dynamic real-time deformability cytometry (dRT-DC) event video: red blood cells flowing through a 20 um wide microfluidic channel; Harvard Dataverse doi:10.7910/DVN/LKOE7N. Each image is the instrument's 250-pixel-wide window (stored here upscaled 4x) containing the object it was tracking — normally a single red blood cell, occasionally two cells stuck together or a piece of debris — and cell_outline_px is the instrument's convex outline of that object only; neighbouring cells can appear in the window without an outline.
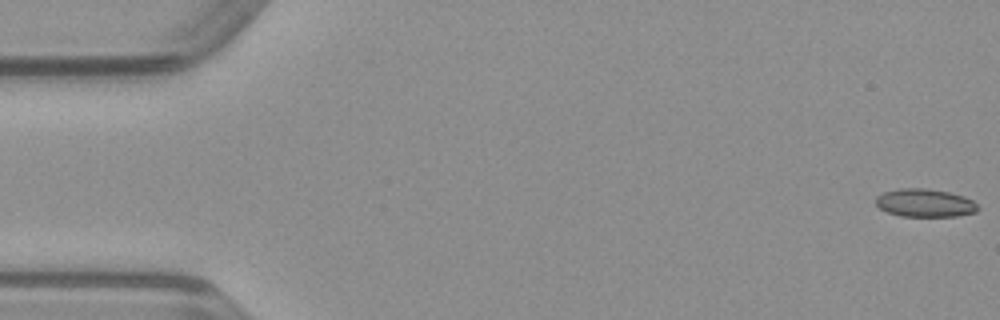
{"species": "common noctule bat (a hibernating species)", "species_latin": "Nyctalus noctula", "temperature_condition": "warm", "stored_images_in_passage": 50, "camera_frame_rate_fps": 3000, "um_per_image_px": 0.085, "animal": {"sex": "male", "body_mass_g": 23.1, "forearm_length_mm": 52.7}, "frame": {"image": 1, "passage_image": 1, "time_ms": 0.0, "image_size_px": [1000, 320], "cell_outline_px": [[980, 208], [976, 212], [956, 216], [900, 216], [888, 212], [880, 208], [876, 204], [876, 196], [884, 192], [900, 188], [924, 188], [948, 192], [964, 196], [972, 200]], "centroid_in_image_um": [78.62, 17.25], "position_along_channel_um": 6.4, "area_um2": 16.65}}
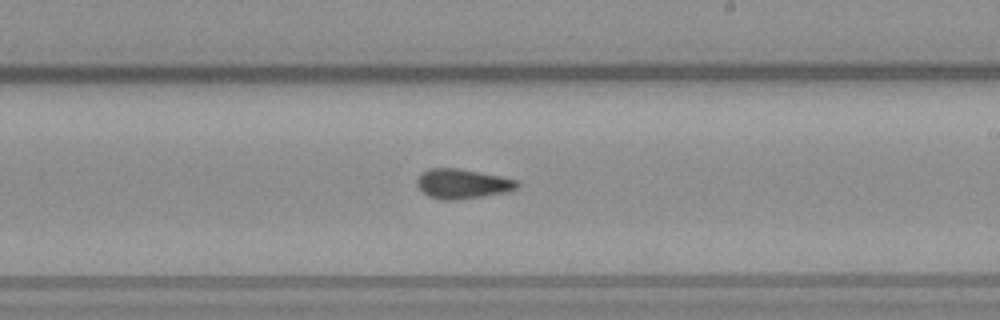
{"frame": {"image": 2, "passage_image": 29, "time_ms": 9.333, "image_size_px": [1000, 320], "cell_outline_px": [[520, 184], [516, 188], [504, 192], [484, 196], [456, 200], [440, 200], [428, 196], [416, 184], [416, 180], [420, 172], [428, 168], [460, 168], [520, 180]], "centroid_in_image_um": [39.28, 15.61], "position_along_channel_um": 249.7, "area_um2": 17.51}}
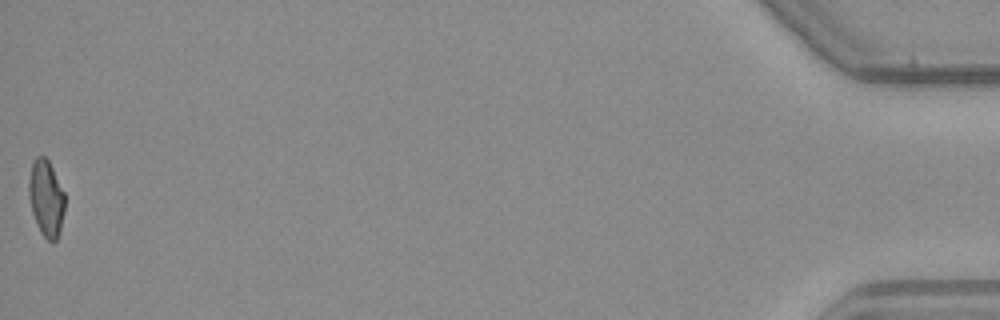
{"frame": {"image": 3, "passage_image": 50, "time_ms": 16.333, "image_size_px": [1000, 320], "cell_outline_px": [[64, 208], [60, 228], [56, 240], [48, 240], [40, 232], [32, 212], [28, 196], [28, 180], [32, 160], [36, 156], [44, 156], [48, 160], [64, 192]], "centroid_in_image_um": [3.89, 16.8], "position_along_channel_um": 431.3, "area_um2": 15.9}}